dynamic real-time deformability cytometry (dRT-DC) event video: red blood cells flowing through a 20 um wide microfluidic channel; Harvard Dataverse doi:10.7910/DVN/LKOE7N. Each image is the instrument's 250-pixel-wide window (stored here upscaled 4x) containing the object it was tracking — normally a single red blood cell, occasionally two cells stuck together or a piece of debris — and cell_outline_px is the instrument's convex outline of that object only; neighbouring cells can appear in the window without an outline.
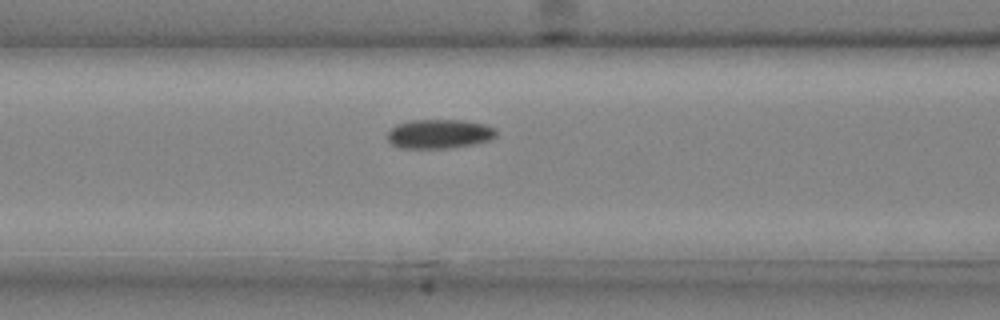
{"species": "common noctule bat (a hibernating species)", "species_latin": "Nyctalus noctula", "temperature_condition": "cold", "stored_images_in_passage": 39, "camera_frame_rate_fps": 3000, "um_per_image_px": 0.085, "animal": {"sex": "male", "body_mass_g": 20.4}, "frame": {"image": 1, "passage_image": 18, "time_ms": 5.667, "image_size_px": [1000, 320], "cell_outline_px": [[496, 136], [488, 140], [476, 144], [452, 148], [400, 148], [392, 144], [388, 140], [388, 132], [396, 124], [412, 120], [460, 120], [484, 124], [496, 128]], "centroid_in_image_um": [37.35, 11.38], "position_along_channel_um": 129.3, "area_um2": 18.55}}
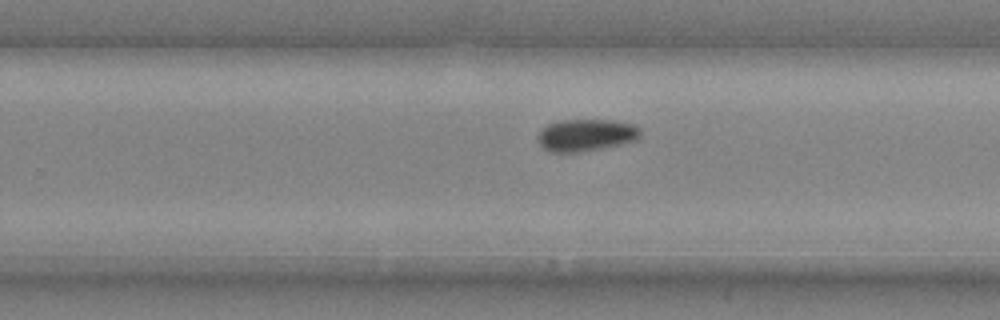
{"frame": {"image": 2, "passage_image": 28, "time_ms": 9.0, "image_size_px": [1000, 320], "cell_outline_px": [[640, 140], [600, 148], [576, 152], [552, 152], [544, 148], [540, 144], [536, 136], [548, 124], [560, 120], [608, 120], [632, 124], [640, 128]], "centroid_in_image_um": [49.82, 11.48], "position_along_channel_um": 280.0, "area_um2": 19.02}}
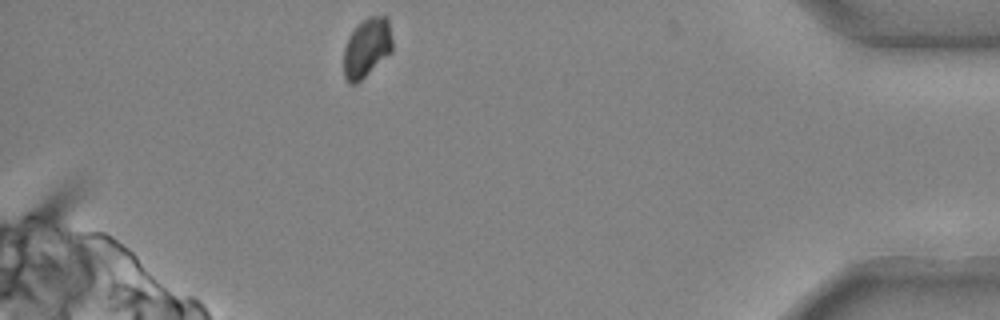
{"frame": {"image": 3, "passage_image": 39, "time_ms": 12.667, "image_size_px": [1000, 320], "cell_outline_px": [[392, 52], [356, 84], [348, 84], [344, 76], [344, 48], [348, 36], [368, 16], [388, 16], [392, 40]], "centroid_in_image_um": [31.18, 4.06], "position_along_channel_um": 404.0, "area_um2": 16.76}}